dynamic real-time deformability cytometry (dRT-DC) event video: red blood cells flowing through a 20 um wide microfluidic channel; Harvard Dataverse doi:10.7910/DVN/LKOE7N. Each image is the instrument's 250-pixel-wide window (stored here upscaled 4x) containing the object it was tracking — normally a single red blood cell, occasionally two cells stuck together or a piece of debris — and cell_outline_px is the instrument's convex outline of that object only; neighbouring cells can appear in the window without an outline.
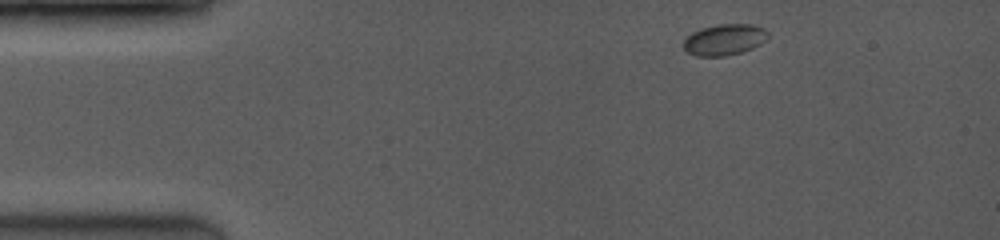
{"species": "common noctule bat (a hibernating species)", "species_latin": "Nyctalus noctula", "temperature_condition": "room temperature", "stored_images_in_passage": 8, "camera_frame_rate_fps": 3500, "um_per_image_px": 0.085, "animal": {"sex": "female", "body_mass_g": 19.0, "forearm_length_mm": 53.3}, "frame": {"image": 1, "passage_image": 1, "time_ms": 0.0, "image_size_px": [1000, 240], "cell_outline_px": [[768, 36], [760, 44], [752, 48], [740, 52], [724, 56], [696, 56], [688, 52], [684, 48], [684, 36], [700, 28], [720, 24], [752, 24], [764, 28], [768, 32]], "centroid_in_image_um": [61.55, 3.36], "position_along_channel_um": 23.5, "area_um2": 15.32}}
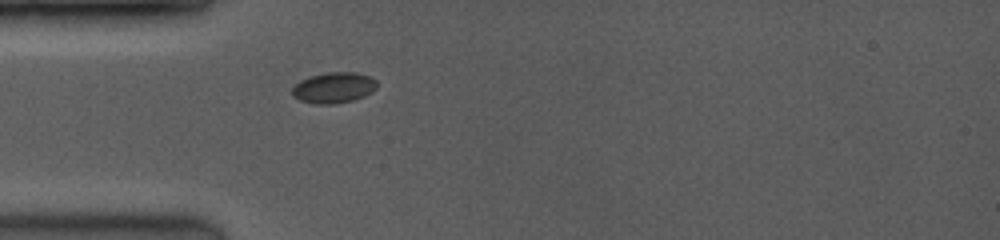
{"frame": {"image": 2, "passage_image": 6, "time_ms": 2.571, "image_size_px": [1000, 240], "cell_outline_px": [[376, 88], [372, 92], [364, 96], [352, 100], [332, 104], [312, 104], [300, 100], [292, 96], [292, 88], [300, 80], [308, 76], [328, 72], [356, 72], [372, 76], [376, 80]], "centroid_in_image_um": [28.36, 7.44], "position_along_channel_um": 56.6, "area_um2": 15.37}}